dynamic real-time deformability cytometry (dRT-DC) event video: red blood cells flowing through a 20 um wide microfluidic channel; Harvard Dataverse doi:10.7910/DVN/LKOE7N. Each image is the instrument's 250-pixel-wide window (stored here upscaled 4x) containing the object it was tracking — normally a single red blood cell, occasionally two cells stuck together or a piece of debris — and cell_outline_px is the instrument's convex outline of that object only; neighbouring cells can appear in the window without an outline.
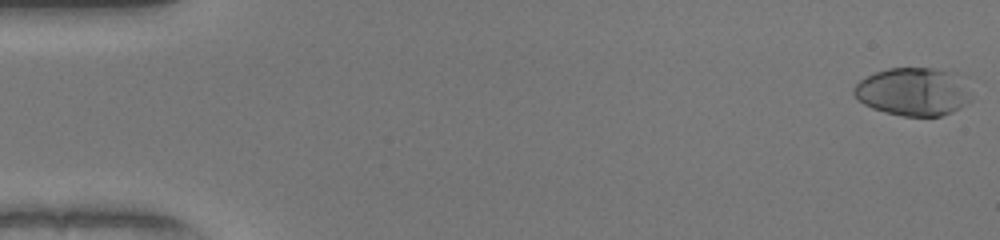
{"species": "human", "species_latin": "Homo sapiens", "temperature_condition": "warm", "stored_images_in_passage": 51, "camera_frame_rate_fps": 3000, "um_per_image_px": 0.085, "donor": {"sex": "female"}, "frame": {"image": 1, "passage_image": 1, "time_ms": 0.0, "image_size_px": [1000, 240], "cell_outline_px": [[972, 100], [960, 108], [952, 112], [940, 116], [904, 116], [884, 112], [872, 108], [864, 104], [852, 92], [852, 88], [860, 80], [876, 72], [888, 68], [932, 68], [956, 72], [968, 76], [972, 96]], "centroid_in_image_um": [77.74, 7.77], "position_along_channel_um": 7.3, "area_um2": 33.7}}
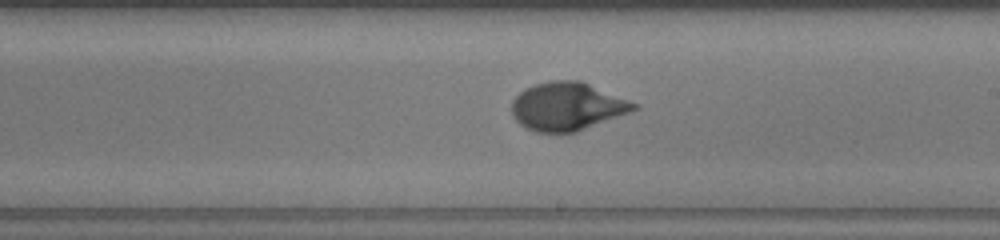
{"frame": {"image": 2, "passage_image": 30, "time_ms": 9.667, "image_size_px": [1000, 240], "cell_outline_px": [[640, 108], [576, 132], [536, 132], [520, 124], [512, 116], [512, 100], [524, 88], [548, 80], [580, 80], [640, 104]], "centroid_in_image_um": [48.22, 9.03], "position_along_channel_um": 240.8, "area_um2": 34.28}}
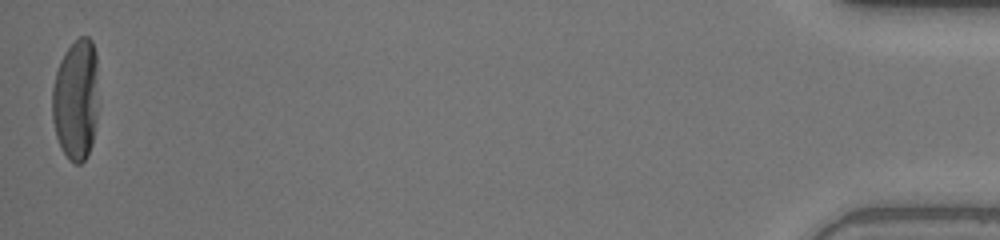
{"frame": {"image": 3, "passage_image": 51, "time_ms": 16.667, "image_size_px": [1000, 240], "cell_outline_px": [[96, 116], [92, 144], [84, 160], [80, 164], [76, 164], [68, 160], [56, 136], [52, 120], [52, 88], [56, 72], [60, 60], [64, 52], [80, 36], [88, 36], [92, 40], [96, 52]], "centroid_in_image_um": [6.43, 8.45], "position_along_channel_um": 428.8, "area_um2": 32.43}, "authors_computed_cell_mechanics": {"area_um2": 32.946, "velocity_mm_per_s": 4.0908, "shape_relaxation_time_tau1_ms": 3.7897, "shape_relaxation_time_tau2_ms": null, "deformation_change_tau1": 0.2471, "deformation_change_tau2": null}}